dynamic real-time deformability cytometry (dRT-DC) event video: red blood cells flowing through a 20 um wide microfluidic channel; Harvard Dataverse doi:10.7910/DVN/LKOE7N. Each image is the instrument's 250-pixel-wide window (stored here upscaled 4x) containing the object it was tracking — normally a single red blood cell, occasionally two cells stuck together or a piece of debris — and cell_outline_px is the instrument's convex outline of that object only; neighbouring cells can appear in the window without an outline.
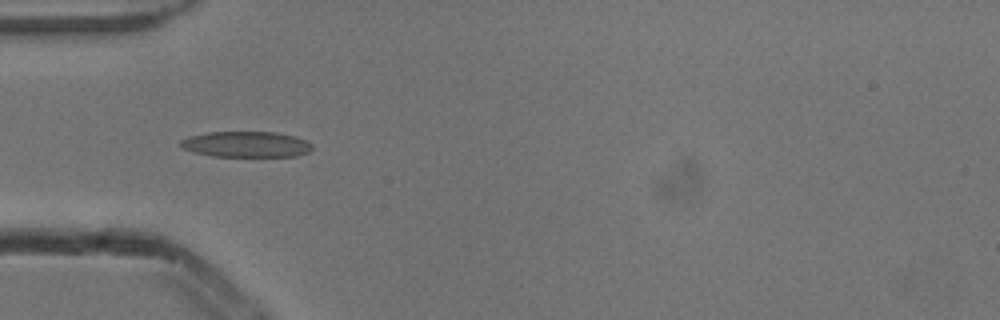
{"species": "common noctule bat (a hibernating species)", "species_latin": "Nyctalus noctula", "temperature_condition": "cold", "stored_images_in_passage": 4, "camera_frame_rate_fps": 3000, "um_per_image_px": 0.085, "animal": {"sex": "male", "body_mass_g": 13.3}, "frame": {"image": 1, "passage_image": 1, "time_ms": 0.0, "image_size_px": [1000, 320], "cell_outline_px": [[312, 148], [308, 152], [296, 156], [212, 156], [196, 152], [184, 148], [180, 144], [180, 140], [188, 136], [208, 132], [276, 132], [296, 136], [312, 144]], "centroid_in_image_um": [20.94, 12.26], "position_along_channel_um": 64.1, "area_um2": 19.65}}
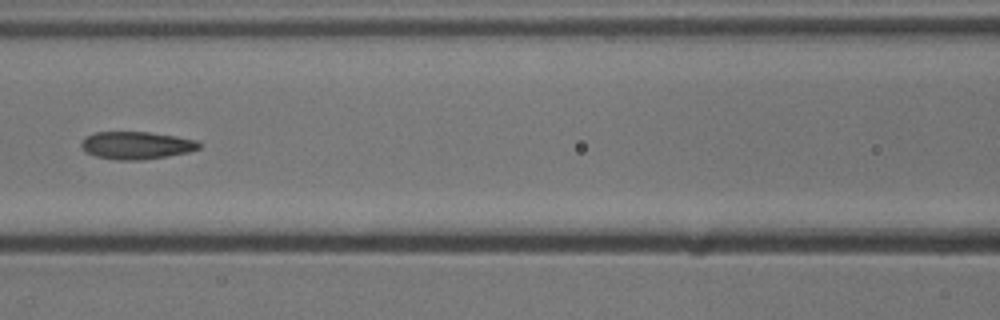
{"frame": {"image": 2, "passage_image": 3, "time_ms": 0.667, "image_size_px": [1000, 320], "cell_outline_px": [[200, 148], [188, 152], [168, 156], [144, 160], [116, 160], [96, 156], [84, 152], [80, 144], [88, 136], [96, 132], [148, 132], [176, 136], [196, 140], [200, 144]], "centroid_in_image_um": [11.6, 12.36], "position_along_channel_um": 155.0, "area_um2": 18.9}}
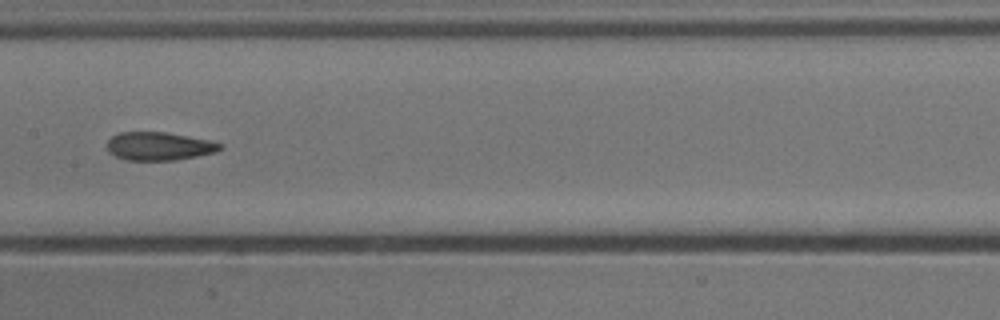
{"frame": {"image": 3, "passage_image": 4, "time_ms": 1.0, "image_size_px": [1000, 320], "cell_outline_px": [[224, 148], [216, 152], [176, 160], [124, 160], [108, 152], [108, 140], [112, 136], [120, 132], [164, 132], [212, 140], [224, 144]], "centroid_in_image_um": [13.56, 12.43], "position_along_channel_um": 193.8, "area_um2": 18.73}}